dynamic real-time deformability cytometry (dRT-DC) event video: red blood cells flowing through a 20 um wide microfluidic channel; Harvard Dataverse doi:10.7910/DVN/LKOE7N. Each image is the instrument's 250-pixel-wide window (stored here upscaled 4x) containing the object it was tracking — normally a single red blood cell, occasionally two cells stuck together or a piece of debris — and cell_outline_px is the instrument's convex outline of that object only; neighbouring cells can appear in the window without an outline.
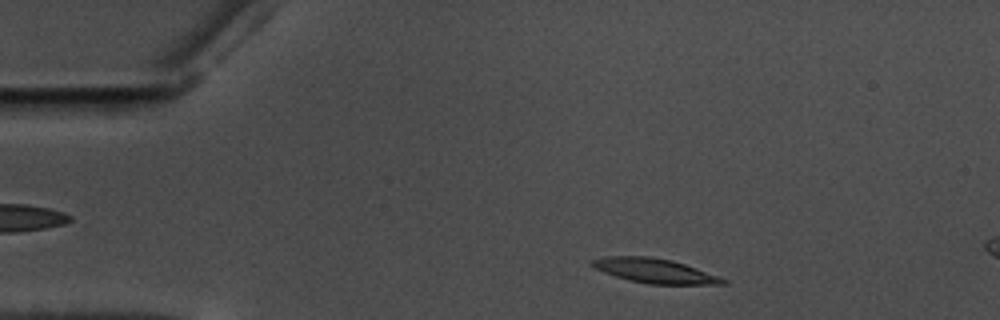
{"species": "common noctule bat (a hibernating species)", "species_latin": "Nyctalus noctula", "temperature_condition": "warm", "stored_images_in_passage": 13, "camera_frame_rate_fps": 3000, "um_per_image_px": 0.085, "animal": {"sex": "male", "body_mass_g": 17.5, "forearm_length_mm": 52.3}, "frame": {"image": 1, "passage_image": 5, "time_ms": 1.333, "image_size_px": [1000, 320], "cell_outline_px": [[728, 284], [648, 284], [616, 276], [604, 272], [588, 264], [592, 260], [604, 256], [652, 256], [672, 260], [696, 268], [728, 280]], "centroid_in_image_um": [55.64, 23.0], "position_along_channel_um": 29.4, "area_um2": 18.5}}